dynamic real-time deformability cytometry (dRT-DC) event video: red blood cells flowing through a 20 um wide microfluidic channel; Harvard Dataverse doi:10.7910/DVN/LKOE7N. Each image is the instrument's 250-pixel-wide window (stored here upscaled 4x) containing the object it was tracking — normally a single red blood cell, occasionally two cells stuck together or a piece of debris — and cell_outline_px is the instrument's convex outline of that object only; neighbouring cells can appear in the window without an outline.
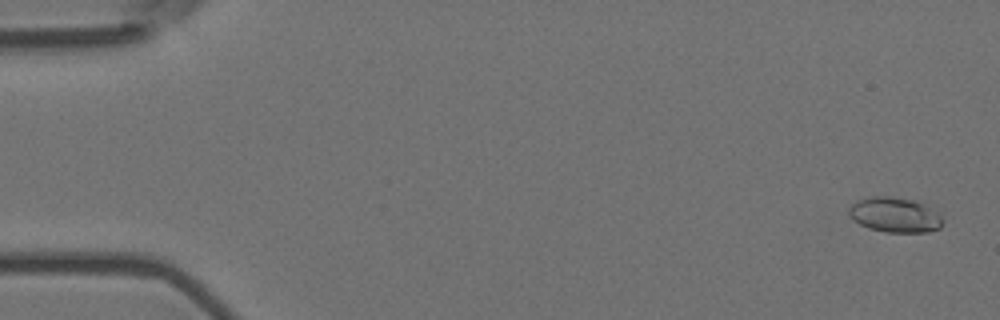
{"species": "Egyptian fruit bat (a non-hibernating species)", "species_latin": "Rousettus aegyptiacus", "temperature_condition": "room temperature", "stored_images_in_passage": 56, "camera_frame_rate_fps": 3000, "um_per_image_px": 0.085, "animal": {"sex": "female"}, "frame": {"image": 1, "passage_image": 2, "time_ms": 0.333, "image_size_px": [1000, 320], "cell_outline_px": [[944, 220], [940, 228], [928, 232], [884, 232], [868, 228], [852, 220], [848, 216], [848, 208], [856, 200], [872, 196], [888, 196], [920, 200], [940, 216]], "centroid_in_image_um": [76.03, 18.25], "position_along_channel_um": 9.0, "area_um2": 19.48}}
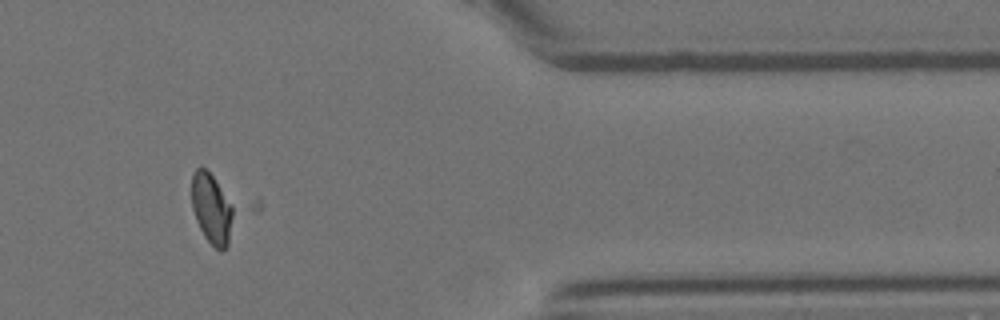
{"frame": {"image": 2, "passage_image": 47, "time_ms": 15.333, "image_size_px": [1000, 320], "cell_outline_px": [[236, 208], [228, 244], [224, 248], [216, 248], [204, 236], [196, 220], [192, 208], [192, 172], [196, 168], [204, 168], [212, 176]], "centroid_in_image_um": [18.01, 17.72], "position_along_channel_um": 393.4, "area_um2": 16.99}}
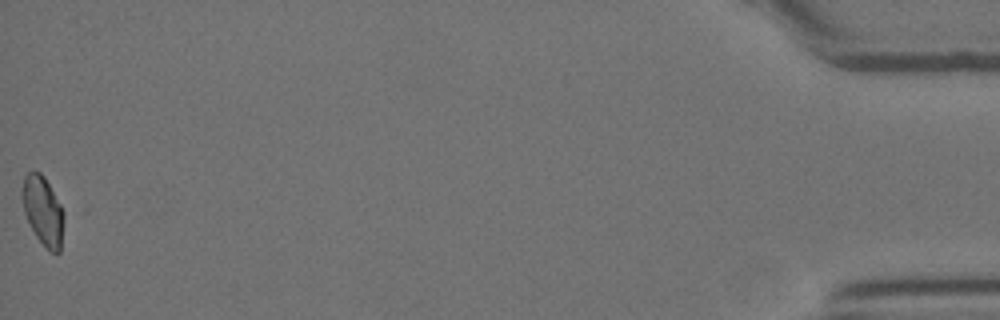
{"frame": {"image": 3, "passage_image": 56, "time_ms": 18.333, "image_size_px": [1000, 320], "cell_outline_px": [[64, 220], [60, 252], [48, 252], [36, 236], [24, 212], [20, 196], [24, 176], [28, 172], [40, 172], [44, 176], [60, 204], [64, 212]], "centroid_in_image_um": [3.64, 17.92], "position_along_channel_um": 431.6, "area_um2": 16.82}}